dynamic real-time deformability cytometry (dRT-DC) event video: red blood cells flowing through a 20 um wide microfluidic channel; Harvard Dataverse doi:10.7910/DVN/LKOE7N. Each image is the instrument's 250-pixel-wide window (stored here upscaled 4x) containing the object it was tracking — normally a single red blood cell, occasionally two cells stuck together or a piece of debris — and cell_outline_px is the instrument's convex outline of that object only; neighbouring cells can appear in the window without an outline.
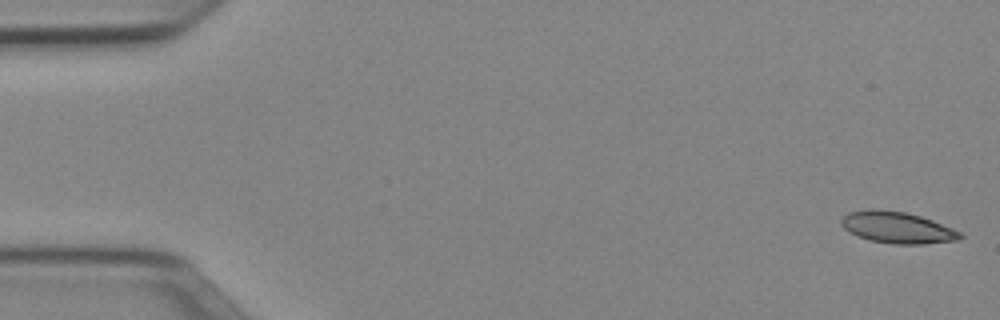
{"species": "Egyptian fruit bat (a non-hibernating species)", "species_latin": "Rousettus aegyptiacus", "temperature_condition": "cold", "stored_images_in_passage": 52, "camera_frame_rate_fps": 3000, "um_per_image_px": 0.085, "animal": {"sex": "female"}, "frame": {"image": 1, "passage_image": 1, "time_ms": 0.0, "image_size_px": [1000, 320], "cell_outline_px": [[964, 236], [960, 240], [924, 244], [892, 244], [868, 240], [848, 232], [840, 224], [840, 220], [848, 212], [868, 208], [872, 208], [908, 212], [932, 220], [952, 228], [960, 232]], "centroid_in_image_um": [76.24, 19.33], "position_along_channel_um": 8.8, "area_um2": 22.14}}
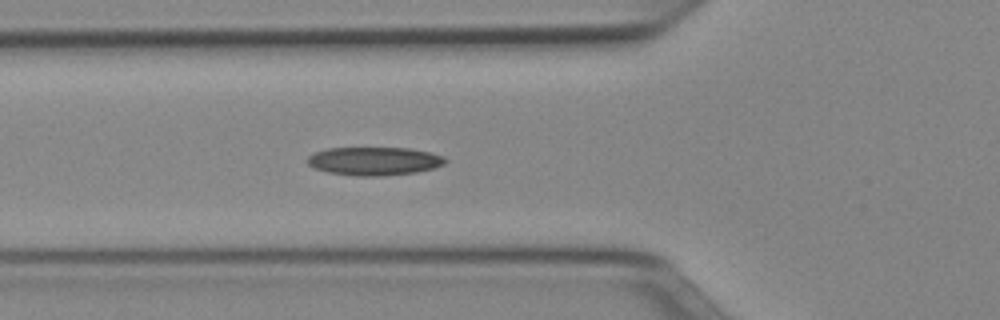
{"frame": {"image": 2, "passage_image": 18, "time_ms": 5.667, "image_size_px": [1000, 320], "cell_outline_px": [[448, 160], [444, 164], [432, 168], [416, 172], [380, 176], [356, 176], [328, 172], [316, 168], [308, 164], [308, 156], [316, 152], [328, 148], [412, 148], [444, 156]], "centroid_in_image_um": [31.83, 13.69], "position_along_channel_um": 94.0, "area_um2": 22.6}}
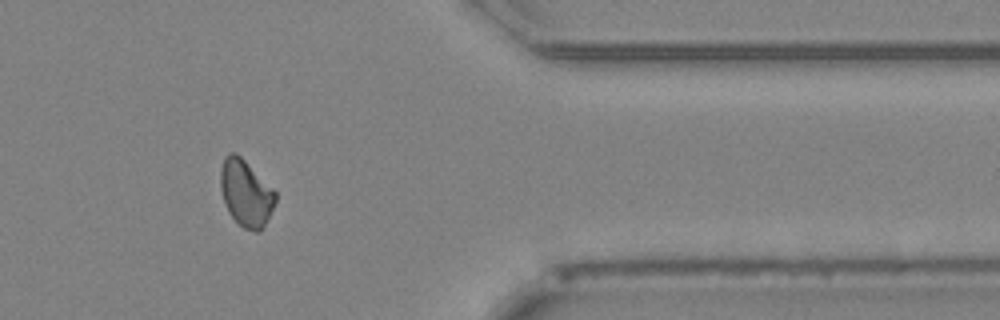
{"frame": {"image": 3, "passage_image": 42, "time_ms": 13.667, "image_size_px": [1000, 320], "cell_outline_px": [[276, 200], [260, 232], [256, 232], [244, 228], [228, 212], [224, 204], [220, 188], [220, 172], [224, 156], [228, 152], [236, 152], [276, 192]], "centroid_in_image_um": [20.86, 16.4], "position_along_channel_um": 390.5, "area_um2": 21.04}}